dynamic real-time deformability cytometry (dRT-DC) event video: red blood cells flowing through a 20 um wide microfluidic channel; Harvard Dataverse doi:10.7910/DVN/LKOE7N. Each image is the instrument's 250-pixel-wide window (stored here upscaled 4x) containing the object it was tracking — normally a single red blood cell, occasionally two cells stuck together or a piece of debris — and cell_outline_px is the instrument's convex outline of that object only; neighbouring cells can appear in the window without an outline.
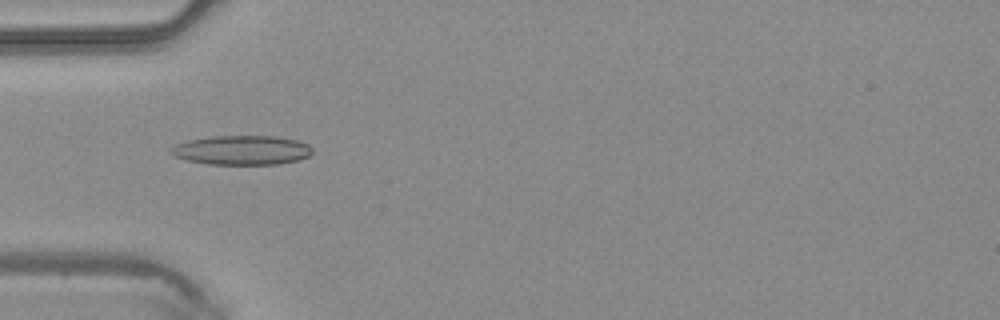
{"species": "common noctule bat (a hibernating species)", "species_latin": "Nyctalus noctula", "temperature_condition": "warm", "stored_images_in_passage": 5, "camera_frame_rate_fps": 3000, "um_per_image_px": 0.085, "animal": {"sex": "male", "body_mass_g": 20.4}, "frame": {"image": 1, "passage_image": 5, "time_ms": 1.333, "image_size_px": [1000, 320], "cell_outline_px": [[312, 152], [308, 156], [296, 160], [280, 164], [208, 164], [188, 160], [176, 156], [168, 152], [168, 148], [176, 144], [188, 140], [212, 136], [276, 136], [296, 140], [308, 144], [312, 148]], "centroid_in_image_um": [20.53, 12.76], "position_along_channel_um": 64.5, "area_um2": 24.16}}